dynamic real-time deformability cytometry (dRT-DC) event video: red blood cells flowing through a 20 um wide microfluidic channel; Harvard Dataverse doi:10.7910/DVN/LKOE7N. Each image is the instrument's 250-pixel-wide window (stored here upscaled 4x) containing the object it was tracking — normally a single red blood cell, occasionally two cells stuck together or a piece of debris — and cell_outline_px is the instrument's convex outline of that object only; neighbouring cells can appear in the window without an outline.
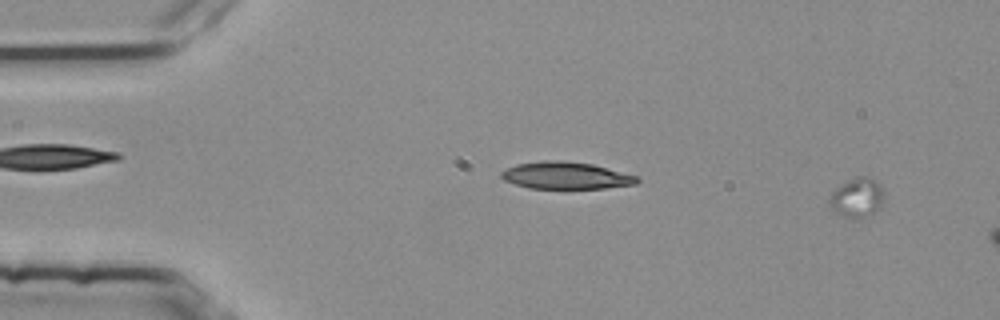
{"species": "common noctule bat (a hibernating species)", "species_latin": "Nyctalus noctula", "temperature_condition": "room temperature", "stored_images_in_passage": 11, "segment_of_instrument_passage": [1, 2], "camera_frame_rate_fps": 3000, "um_per_image_px": 0.085, "animal": {"sex": "female", "body_mass_g": 25.1}, "frame": {"image": 1, "passage_image": 4, "time_ms": 1.0, "image_size_px": [1000, 320], "cell_outline_px": [[884, 200], [880, 208], [864, 216], [840, 216], [828, 204], [828, 200], [832, 192], [840, 184], [856, 176], [864, 176], [876, 180], [884, 188]], "centroid_in_image_um": [72.86, 16.75], "position_along_channel_um": 12.1, "area_um2": 12.48}}